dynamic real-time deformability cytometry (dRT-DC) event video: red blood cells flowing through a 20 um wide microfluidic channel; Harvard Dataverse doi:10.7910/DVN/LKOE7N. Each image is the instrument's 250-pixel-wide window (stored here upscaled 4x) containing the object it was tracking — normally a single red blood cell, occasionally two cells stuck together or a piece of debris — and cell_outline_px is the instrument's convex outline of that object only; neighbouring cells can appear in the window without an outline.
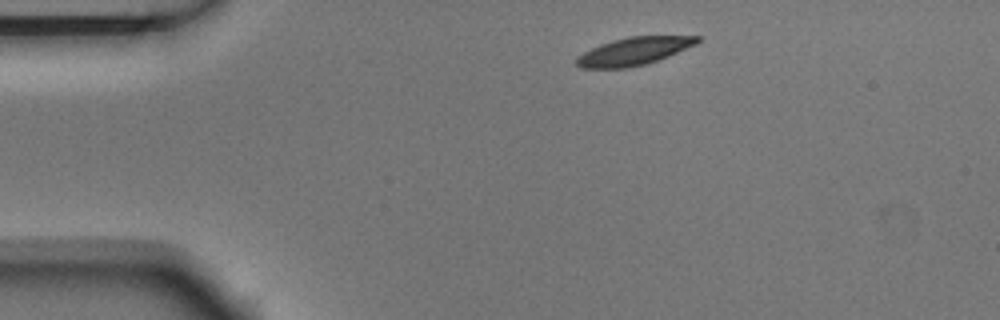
{"species": "Egyptian fruit bat (a non-hibernating species)", "species_latin": "Rousettus aegyptiacus", "temperature_condition": "room temperature", "stored_images_in_passage": 4, "camera_frame_rate_fps": 3000, "um_per_image_px": 0.085, "animal": {"sex": "male"}, "frame": {"image": 1, "passage_image": 1, "time_ms": 0.0, "image_size_px": [1000, 320], "cell_outline_px": [[700, 40], [696, 44], [668, 56], [644, 64], [628, 68], [580, 68], [576, 64], [576, 56], [600, 44], [612, 40], [628, 36], [700, 36]], "centroid_in_image_um": [53.84, 4.35], "position_along_channel_um": 31.2, "area_um2": 19.42}}
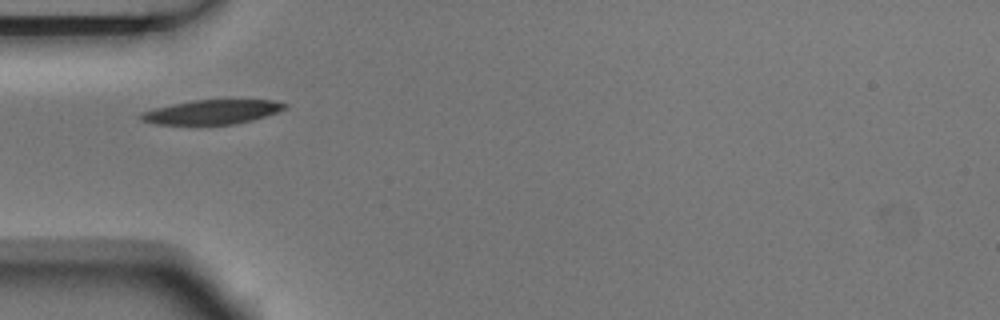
{"frame": {"image": 2, "passage_image": 3, "time_ms": 0.667, "image_size_px": [1000, 320], "cell_outline_px": [[288, 108], [252, 120], [236, 124], [156, 124], [140, 120], [140, 112], [172, 104], [192, 100], [272, 100], [288, 104]], "centroid_in_image_um": [18.02, 9.51], "position_along_channel_um": 67.0, "area_um2": 20.23}}
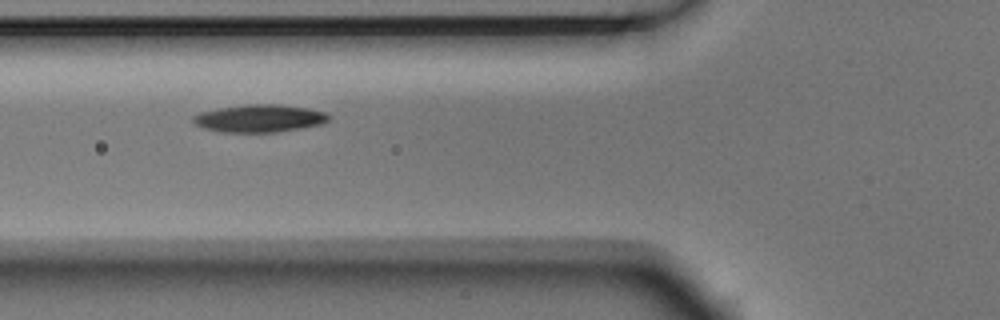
{"frame": {"image": 3, "passage_image": 4, "time_ms": 1.0, "image_size_px": [1000, 320], "cell_outline_px": [[332, 116], [328, 120], [320, 124], [300, 128], [276, 132], [220, 132], [204, 128], [196, 124], [192, 120], [192, 116], [200, 112], [220, 108], [244, 104], [276, 104], [308, 108], [324, 112]], "centroid_in_image_um": [22.04, 10.06], "position_along_channel_um": 103.8, "area_um2": 21.73}}